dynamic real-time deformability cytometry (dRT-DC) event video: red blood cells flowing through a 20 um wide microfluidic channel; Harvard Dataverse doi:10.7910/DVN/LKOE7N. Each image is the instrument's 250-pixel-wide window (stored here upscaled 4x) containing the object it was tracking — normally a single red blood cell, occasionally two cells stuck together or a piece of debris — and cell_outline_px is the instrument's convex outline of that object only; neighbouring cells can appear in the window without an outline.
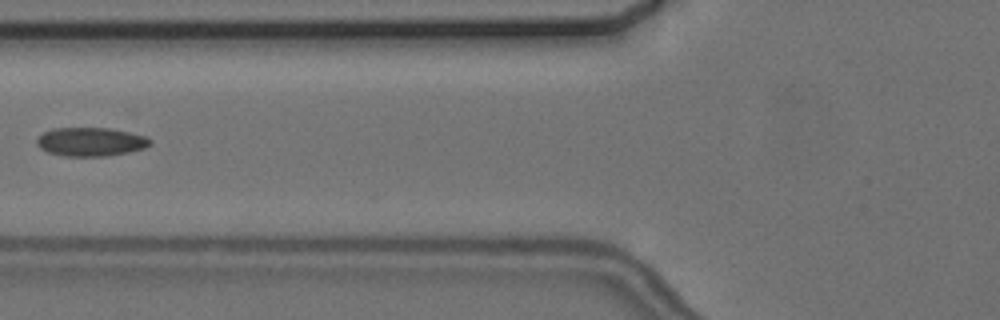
{"species": "common noctule bat (a hibernating species)", "species_latin": "Nyctalus noctula", "temperature_condition": "cold", "stored_images_in_passage": 5, "camera_frame_rate_fps": 3000, "um_per_image_px": 0.085, "animal": {"sex": "female", "body_mass_g": 24.6, "forearm_length_mm": 56.2}, "frame": {"image": 1, "passage_image": 5, "time_ms": 4.667, "image_size_px": [1000, 320], "cell_outline_px": [[152, 144], [144, 148], [128, 152], [108, 156], [64, 156], [48, 152], [40, 148], [36, 144], [36, 140], [44, 132], [52, 128], [108, 128], [128, 132], [144, 136], [152, 140]], "centroid_in_image_um": [7.7, 12.05], "position_along_channel_um": 118.1, "area_um2": 18.9}}